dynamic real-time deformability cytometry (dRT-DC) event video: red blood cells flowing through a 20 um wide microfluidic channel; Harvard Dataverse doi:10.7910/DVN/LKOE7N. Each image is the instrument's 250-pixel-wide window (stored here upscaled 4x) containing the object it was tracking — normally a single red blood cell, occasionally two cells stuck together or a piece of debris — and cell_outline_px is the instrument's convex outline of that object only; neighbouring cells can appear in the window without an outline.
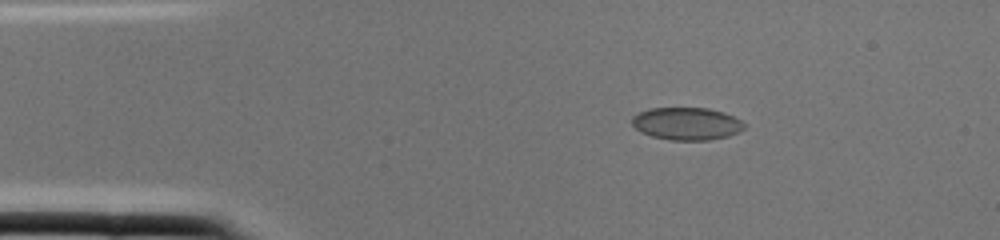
{"species": "common noctule bat (a hibernating species)", "species_latin": "Nyctalus noctula", "temperature_condition": "cold", "stored_images_in_passage": 1, "camera_frame_rate_fps": 3000, "um_per_image_px": 0.085, "animal": {"sex": "female", "body_mass_g": 22.0, "forearm_length_mm": 56.7}, "frame": {"image": 1, "passage_image": 1, "time_ms": 0.0, "image_size_px": [1000, 240], "cell_outline_px": [[744, 128], [740, 132], [728, 136], [708, 140], [668, 140], [652, 136], [640, 132], [632, 124], [632, 116], [636, 112], [648, 108], [708, 108], [724, 112], [740, 120], [744, 124]], "centroid_in_image_um": [58.33, 10.51], "position_along_channel_um": 26.7, "area_um2": 21.44}}